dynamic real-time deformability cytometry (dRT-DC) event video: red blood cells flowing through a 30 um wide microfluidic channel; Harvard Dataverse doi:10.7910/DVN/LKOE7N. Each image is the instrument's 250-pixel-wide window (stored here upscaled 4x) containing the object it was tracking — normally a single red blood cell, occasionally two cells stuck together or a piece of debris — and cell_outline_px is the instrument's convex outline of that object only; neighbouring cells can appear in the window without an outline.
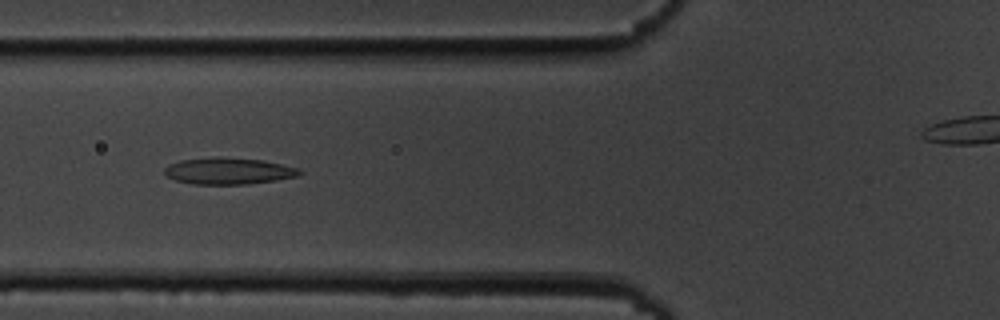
{"species": "common noctule bat (a hibernating species)", "species_latin": "Nyctalus noctula", "temperature_condition": "cold", "stored_images_in_passage": 48, "camera_frame_rate_fps": 3000, "um_per_image_px": 0.085, "animal": {"sex": "male", "body_mass_g": 19.5, "forearm_length_mm": 54.6}, "frame": {"image": 1, "passage_image": 20, "time_ms": 6.333, "image_size_px": [1000, 320], "cell_outline_px": [[304, 172], [300, 176], [276, 180], [248, 184], [192, 184], [176, 180], [164, 176], [164, 168], [168, 164], [180, 160], [264, 160], [300, 168]], "centroid_in_image_um": [19.48, 14.59], "position_along_channel_um": 106.3, "area_um2": 20.11}}
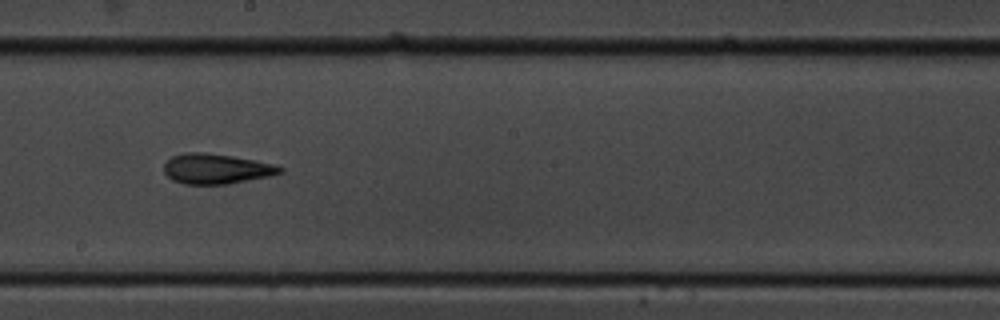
{"frame": {"image": 2, "passage_image": 30, "time_ms": 9.667, "image_size_px": [1000, 320], "cell_outline_px": [[284, 172], [268, 176], [228, 184], [184, 184], [172, 180], [164, 172], [164, 164], [172, 156], [184, 152], [204, 152], [232, 156], [256, 160], [272, 164], [284, 168]], "centroid_in_image_um": [18.37, 14.34], "position_along_channel_um": 229.8, "area_um2": 20.35}}
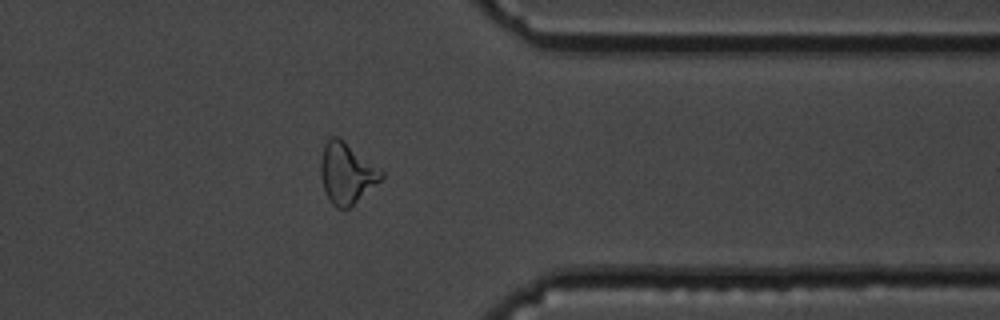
{"frame": {"image": 3, "passage_image": 43, "time_ms": 14.0, "image_size_px": [1000, 320], "cell_outline_px": [[384, 176], [380, 180], [348, 208], [336, 208], [332, 204], [324, 192], [320, 172], [320, 164], [324, 144], [328, 136], [340, 136], [384, 172]], "centroid_in_image_um": [29.43, 14.67], "position_along_channel_um": 382.0, "area_um2": 21.44}}